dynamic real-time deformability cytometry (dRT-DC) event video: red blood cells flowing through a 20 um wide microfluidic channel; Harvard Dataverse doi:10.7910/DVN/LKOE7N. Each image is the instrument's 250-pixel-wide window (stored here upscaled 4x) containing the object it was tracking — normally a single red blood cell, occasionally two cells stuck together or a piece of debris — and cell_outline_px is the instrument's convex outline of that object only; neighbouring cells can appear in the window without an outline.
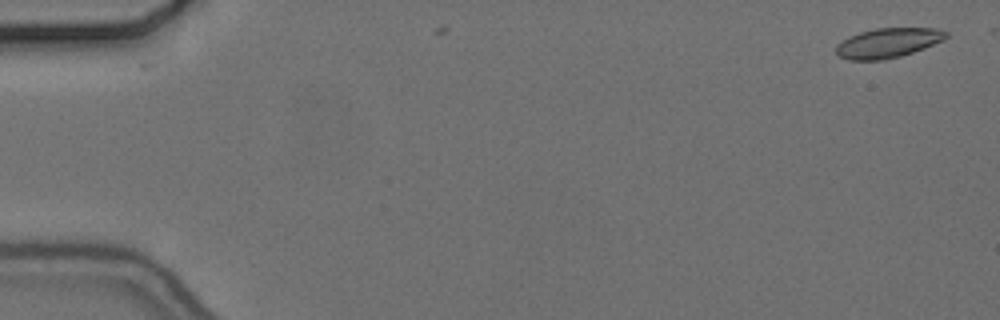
{"species": "common noctule bat (a hibernating species)", "species_latin": "Nyctalus noctula", "temperature_condition": "cold", "stored_images_in_passage": 3, "camera_frame_rate_fps": 3000, "um_per_image_px": 0.085, "animal": {"sex": "female", "body_mass_g": 24.6, "forearm_length_mm": 56.2}, "frame": {"image": 1, "passage_image": 1, "time_ms": 0.0, "image_size_px": [1000, 320], "cell_outline_px": [[948, 36], [944, 40], [924, 48], [900, 56], [884, 60], [848, 60], [840, 56], [836, 52], [836, 44], [860, 32], [876, 28], [936, 28], [948, 32]], "centroid_in_image_um": [75.5, 3.65], "position_along_channel_um": 9.5, "area_um2": 18.9}}